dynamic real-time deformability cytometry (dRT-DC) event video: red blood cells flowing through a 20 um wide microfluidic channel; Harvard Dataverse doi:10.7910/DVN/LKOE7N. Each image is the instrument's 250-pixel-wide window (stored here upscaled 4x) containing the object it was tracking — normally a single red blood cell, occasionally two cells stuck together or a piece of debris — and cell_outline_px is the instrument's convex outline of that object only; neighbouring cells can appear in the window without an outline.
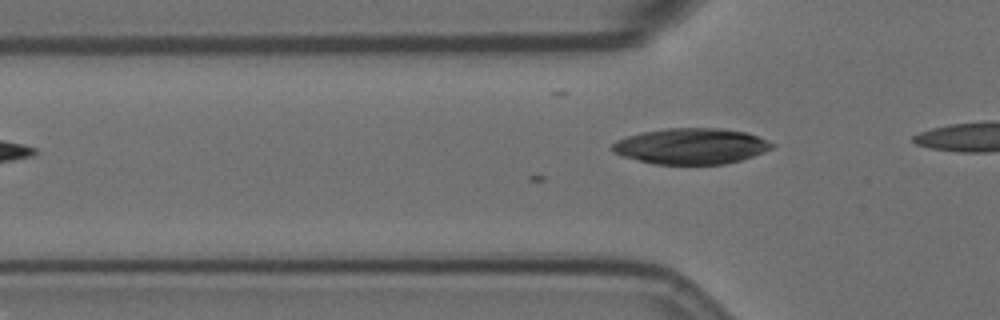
{"species": "Egyptian fruit bat (a non-hibernating species)", "species_latin": "Rousettus aegyptiacus", "temperature_condition": "room temperature", "stored_images_in_passage": 3, "camera_frame_rate_fps": 3000, "um_per_image_px": 0.085, "animal": {"sex": "female"}, "frame": {"image": 1, "passage_image": 3, "time_ms": 0.667, "image_size_px": [1000, 320], "cell_outline_px": [[776, 144], [772, 148], [764, 152], [740, 160], [724, 164], [656, 164], [624, 156], [612, 152], [608, 148], [616, 140], [640, 132], [668, 128], [720, 128], [748, 132], [768, 140]], "centroid_in_image_um": [58.75, 12.41], "position_along_channel_um": 67.1, "area_um2": 33.47}}